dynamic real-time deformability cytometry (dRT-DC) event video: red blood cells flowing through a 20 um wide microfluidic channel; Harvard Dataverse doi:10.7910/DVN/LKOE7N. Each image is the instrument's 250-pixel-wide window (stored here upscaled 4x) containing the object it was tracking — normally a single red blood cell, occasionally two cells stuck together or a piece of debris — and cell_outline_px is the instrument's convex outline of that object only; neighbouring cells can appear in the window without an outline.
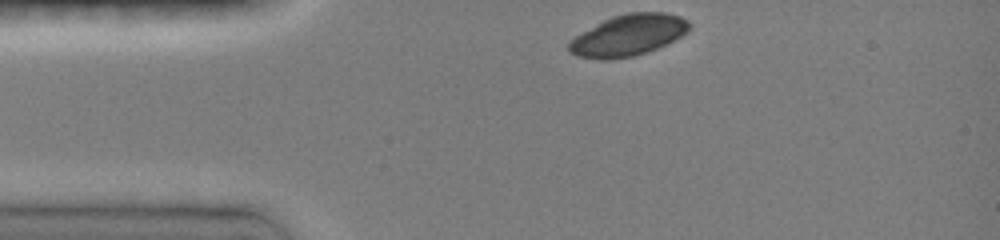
{"species": "common noctule bat (a hibernating species)", "species_latin": "Nyctalus noctula", "temperature_condition": "room temperature", "stored_images_in_passage": 36, "camera_frame_rate_fps": 3000, "um_per_image_px": 0.085, "animal": {"sex": "female", "body_mass_g": 19.0, "forearm_length_mm": 51.5}, "frame": {"image": 1, "passage_image": 1, "time_ms": 0.0, "image_size_px": [1000, 240], "cell_outline_px": [[692, 28], [688, 32], [656, 48], [632, 56], [608, 60], [600, 60], [576, 56], [568, 52], [568, 44], [576, 36], [604, 20], [612, 16], [628, 12], [664, 12], [680, 16], [688, 20], [692, 24]], "centroid_in_image_um": [53.42, 2.99], "position_along_channel_um": 31.6, "area_um2": 28.78}}
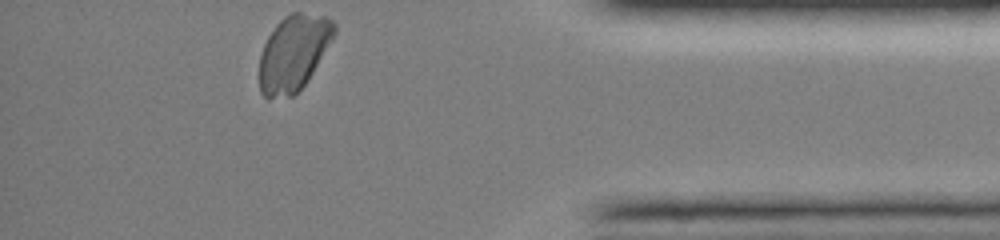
{"frame": {"image": 2, "passage_image": 36, "time_ms": 11.0, "image_size_px": [1000, 240], "cell_outline_px": [[336, 32], [332, 40], [308, 80], [292, 96], [268, 100], [260, 92], [260, 56], [264, 44], [268, 36], [276, 24], [284, 16], [292, 12], [300, 12], [328, 16], [336, 24]], "centroid_in_image_um": [24.95, 4.49], "position_along_channel_um": 410.2, "area_um2": 33.18}}